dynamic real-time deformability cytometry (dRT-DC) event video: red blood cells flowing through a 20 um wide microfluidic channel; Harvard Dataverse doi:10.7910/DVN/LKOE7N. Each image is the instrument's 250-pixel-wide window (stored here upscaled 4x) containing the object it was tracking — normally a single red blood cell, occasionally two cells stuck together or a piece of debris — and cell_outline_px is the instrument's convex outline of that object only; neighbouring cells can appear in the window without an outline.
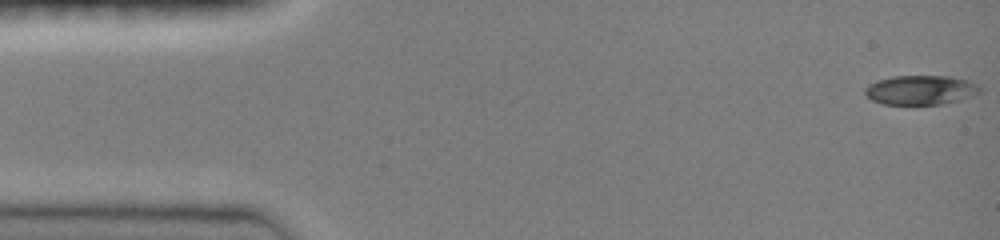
{"species": "common noctule bat (a hibernating species)", "species_latin": "Nyctalus noctula", "temperature_condition": "room temperature", "stored_images_in_passage": 47, "camera_frame_rate_fps": 3000, "um_per_image_px": 0.085, "animal": {"sex": "female", "body_mass_g": 19.0, "forearm_length_mm": 51.5}, "frame": {"image": 1, "passage_image": 1, "time_ms": 0.0, "image_size_px": [1000, 240], "cell_outline_px": [[980, 92], [960, 100], [944, 104], [884, 104], [872, 100], [864, 92], [864, 88], [868, 84], [876, 80], [892, 76], [948, 76], [964, 80], [976, 84], [980, 88]], "centroid_in_image_um": [78.2, 7.65], "position_along_channel_um": 6.8, "area_um2": 19.54}}
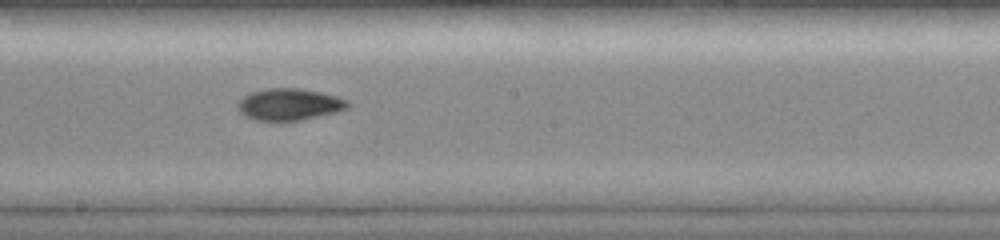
{"frame": {"image": 2, "passage_image": 26, "time_ms": 8.333, "image_size_px": [1000, 240], "cell_outline_px": [[352, 104], [348, 108], [336, 112], [300, 120], [256, 120], [244, 116], [236, 108], [236, 104], [244, 96], [252, 92], [268, 88], [300, 88], [336, 96], [348, 100]], "centroid_in_image_um": [24.59, 8.87], "position_along_channel_um": 223.6, "area_um2": 20.29}}
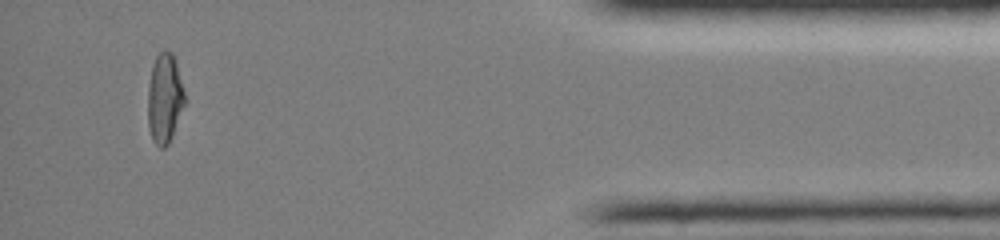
{"frame": {"image": 3, "passage_image": 44, "time_ms": 14.333, "image_size_px": [1000, 240], "cell_outline_px": [[184, 104], [172, 136], [168, 144], [164, 148], [160, 148], [152, 140], [148, 128], [148, 84], [152, 64], [156, 56], [164, 48], [172, 52], [176, 64], [184, 92]], "centroid_in_image_um": [13.96, 8.35], "position_along_channel_um": 421.2, "area_um2": 19.19}, "authors_computed_cell_mechanics": {"area_um2": 19.3052, "velocity_mm_per_s": 4.0627, "shape_relaxation_time_tau1_ms": 4.5158, "shape_relaxation_time_tau2_ms": 3.3439, "deformation_change_tau1": 0.195, "deformation_change_tau2": 0.0772}}